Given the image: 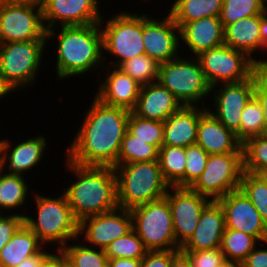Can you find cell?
<instances>
[{"label":"cell","mask_w":267,"mask_h":267,"mask_svg":"<svg viewBox=\"0 0 267 267\" xmlns=\"http://www.w3.org/2000/svg\"><path fill=\"white\" fill-rule=\"evenodd\" d=\"M131 111L102 103L94 97L66 158L82 166L115 167Z\"/></svg>","instance_id":"cell-1"},{"label":"cell","mask_w":267,"mask_h":267,"mask_svg":"<svg viewBox=\"0 0 267 267\" xmlns=\"http://www.w3.org/2000/svg\"><path fill=\"white\" fill-rule=\"evenodd\" d=\"M58 30V28L47 29L46 39L48 43L49 39L53 40L57 36L55 70L60 81L72 76L85 75L90 70L99 71L104 67L102 32L99 23L60 26V31Z\"/></svg>","instance_id":"cell-2"},{"label":"cell","mask_w":267,"mask_h":267,"mask_svg":"<svg viewBox=\"0 0 267 267\" xmlns=\"http://www.w3.org/2000/svg\"><path fill=\"white\" fill-rule=\"evenodd\" d=\"M65 163L77 178L63 192L78 222L119 207L114 167L82 166L68 159Z\"/></svg>","instance_id":"cell-3"},{"label":"cell","mask_w":267,"mask_h":267,"mask_svg":"<svg viewBox=\"0 0 267 267\" xmlns=\"http://www.w3.org/2000/svg\"><path fill=\"white\" fill-rule=\"evenodd\" d=\"M118 205L124 209L165 197L170 185L164 180L158 160L116 165Z\"/></svg>","instance_id":"cell-4"},{"label":"cell","mask_w":267,"mask_h":267,"mask_svg":"<svg viewBox=\"0 0 267 267\" xmlns=\"http://www.w3.org/2000/svg\"><path fill=\"white\" fill-rule=\"evenodd\" d=\"M34 195L38 210L35 213L38 217L33 218L26 213L24 224L38 239L46 246L50 243L56 244L57 249H61L72 240H78L79 222L74 217L65 194L52 198L39 195L35 191Z\"/></svg>","instance_id":"cell-5"},{"label":"cell","mask_w":267,"mask_h":267,"mask_svg":"<svg viewBox=\"0 0 267 267\" xmlns=\"http://www.w3.org/2000/svg\"><path fill=\"white\" fill-rule=\"evenodd\" d=\"M105 19L99 23L102 32L103 58L106 54L117 58L111 60L109 65L118 67L121 63L136 56L145 54L143 44V14L135 12H120L111 16L103 25Z\"/></svg>","instance_id":"cell-6"},{"label":"cell","mask_w":267,"mask_h":267,"mask_svg":"<svg viewBox=\"0 0 267 267\" xmlns=\"http://www.w3.org/2000/svg\"><path fill=\"white\" fill-rule=\"evenodd\" d=\"M157 82L167 88L182 105L198 106L199 101L211 96V87L205 79L199 60L194 56L180 55L159 66ZM203 101V102H202Z\"/></svg>","instance_id":"cell-7"},{"label":"cell","mask_w":267,"mask_h":267,"mask_svg":"<svg viewBox=\"0 0 267 267\" xmlns=\"http://www.w3.org/2000/svg\"><path fill=\"white\" fill-rule=\"evenodd\" d=\"M47 40L0 44V75L15 91L37 82Z\"/></svg>","instance_id":"cell-8"},{"label":"cell","mask_w":267,"mask_h":267,"mask_svg":"<svg viewBox=\"0 0 267 267\" xmlns=\"http://www.w3.org/2000/svg\"><path fill=\"white\" fill-rule=\"evenodd\" d=\"M132 229L149 251L180 250L176 243L172 213L166 197L130 209Z\"/></svg>","instance_id":"cell-9"},{"label":"cell","mask_w":267,"mask_h":267,"mask_svg":"<svg viewBox=\"0 0 267 267\" xmlns=\"http://www.w3.org/2000/svg\"><path fill=\"white\" fill-rule=\"evenodd\" d=\"M40 2H0V44L47 40Z\"/></svg>","instance_id":"cell-10"},{"label":"cell","mask_w":267,"mask_h":267,"mask_svg":"<svg viewBox=\"0 0 267 267\" xmlns=\"http://www.w3.org/2000/svg\"><path fill=\"white\" fill-rule=\"evenodd\" d=\"M196 58L211 88L219 84L246 81L256 69L253 59L246 53L225 44L203 51Z\"/></svg>","instance_id":"cell-11"},{"label":"cell","mask_w":267,"mask_h":267,"mask_svg":"<svg viewBox=\"0 0 267 267\" xmlns=\"http://www.w3.org/2000/svg\"><path fill=\"white\" fill-rule=\"evenodd\" d=\"M243 172V153L212 154L208 157L203 173L190 188L217 201L240 188Z\"/></svg>","instance_id":"cell-12"},{"label":"cell","mask_w":267,"mask_h":267,"mask_svg":"<svg viewBox=\"0 0 267 267\" xmlns=\"http://www.w3.org/2000/svg\"><path fill=\"white\" fill-rule=\"evenodd\" d=\"M165 197L172 213L176 243L182 247L193 235L202 211L212 200L193 191L190 187L176 186H170Z\"/></svg>","instance_id":"cell-13"},{"label":"cell","mask_w":267,"mask_h":267,"mask_svg":"<svg viewBox=\"0 0 267 267\" xmlns=\"http://www.w3.org/2000/svg\"><path fill=\"white\" fill-rule=\"evenodd\" d=\"M132 230V215L129 209L114 210L84 218L79 222L78 238L85 245L105 250L109 244Z\"/></svg>","instance_id":"cell-14"},{"label":"cell","mask_w":267,"mask_h":267,"mask_svg":"<svg viewBox=\"0 0 267 267\" xmlns=\"http://www.w3.org/2000/svg\"><path fill=\"white\" fill-rule=\"evenodd\" d=\"M210 94H214L212 98L215 104L213 111L209 107L207 109L237 135L240 132L241 114L254 96V74L250 79L240 83L216 85L211 88Z\"/></svg>","instance_id":"cell-15"},{"label":"cell","mask_w":267,"mask_h":267,"mask_svg":"<svg viewBox=\"0 0 267 267\" xmlns=\"http://www.w3.org/2000/svg\"><path fill=\"white\" fill-rule=\"evenodd\" d=\"M151 19L143 13V44L145 54L159 64L171 61L180 54V28L168 13L164 19Z\"/></svg>","instance_id":"cell-16"},{"label":"cell","mask_w":267,"mask_h":267,"mask_svg":"<svg viewBox=\"0 0 267 267\" xmlns=\"http://www.w3.org/2000/svg\"><path fill=\"white\" fill-rule=\"evenodd\" d=\"M98 2V0H40L46 30L57 25L83 26L100 23L104 16L100 13Z\"/></svg>","instance_id":"cell-17"},{"label":"cell","mask_w":267,"mask_h":267,"mask_svg":"<svg viewBox=\"0 0 267 267\" xmlns=\"http://www.w3.org/2000/svg\"><path fill=\"white\" fill-rule=\"evenodd\" d=\"M223 208L225 226L256 237L261 243L267 241V224L260 213L239 188L217 200Z\"/></svg>","instance_id":"cell-18"},{"label":"cell","mask_w":267,"mask_h":267,"mask_svg":"<svg viewBox=\"0 0 267 267\" xmlns=\"http://www.w3.org/2000/svg\"><path fill=\"white\" fill-rule=\"evenodd\" d=\"M14 145V147H13ZM47 141L45 135H37L13 144L8 139H3L0 153V168L8 174L25 175L23 172L36 168L45 155ZM8 168V169H7ZM8 170V172H7Z\"/></svg>","instance_id":"cell-19"},{"label":"cell","mask_w":267,"mask_h":267,"mask_svg":"<svg viewBox=\"0 0 267 267\" xmlns=\"http://www.w3.org/2000/svg\"><path fill=\"white\" fill-rule=\"evenodd\" d=\"M106 66L107 70L104 67L101 72L105 69L108 73L106 72L104 81L98 84L99 88L95 97L104 104L132 111L136 106L142 86L119 68L113 67L112 71V66Z\"/></svg>","instance_id":"cell-20"},{"label":"cell","mask_w":267,"mask_h":267,"mask_svg":"<svg viewBox=\"0 0 267 267\" xmlns=\"http://www.w3.org/2000/svg\"><path fill=\"white\" fill-rule=\"evenodd\" d=\"M225 215L218 201H211L202 211L193 235L181 251L219 249L225 231Z\"/></svg>","instance_id":"cell-21"},{"label":"cell","mask_w":267,"mask_h":267,"mask_svg":"<svg viewBox=\"0 0 267 267\" xmlns=\"http://www.w3.org/2000/svg\"><path fill=\"white\" fill-rule=\"evenodd\" d=\"M183 42V43H182ZM180 44L194 55L224 45V27L220 16L204 17L180 28ZM185 44V45H184Z\"/></svg>","instance_id":"cell-22"},{"label":"cell","mask_w":267,"mask_h":267,"mask_svg":"<svg viewBox=\"0 0 267 267\" xmlns=\"http://www.w3.org/2000/svg\"><path fill=\"white\" fill-rule=\"evenodd\" d=\"M196 144L209 155L243 153L236 135L207 109L200 117Z\"/></svg>","instance_id":"cell-23"},{"label":"cell","mask_w":267,"mask_h":267,"mask_svg":"<svg viewBox=\"0 0 267 267\" xmlns=\"http://www.w3.org/2000/svg\"><path fill=\"white\" fill-rule=\"evenodd\" d=\"M182 106L181 102L167 88L154 82L141 87L132 112L144 119L164 122Z\"/></svg>","instance_id":"cell-24"},{"label":"cell","mask_w":267,"mask_h":267,"mask_svg":"<svg viewBox=\"0 0 267 267\" xmlns=\"http://www.w3.org/2000/svg\"><path fill=\"white\" fill-rule=\"evenodd\" d=\"M199 108V105H183L164 121V146L185 148L196 144L199 119L207 110V106Z\"/></svg>","instance_id":"cell-25"},{"label":"cell","mask_w":267,"mask_h":267,"mask_svg":"<svg viewBox=\"0 0 267 267\" xmlns=\"http://www.w3.org/2000/svg\"><path fill=\"white\" fill-rule=\"evenodd\" d=\"M261 15L242 18L224 27V44L246 53L251 59L256 58L261 48Z\"/></svg>","instance_id":"cell-26"},{"label":"cell","mask_w":267,"mask_h":267,"mask_svg":"<svg viewBox=\"0 0 267 267\" xmlns=\"http://www.w3.org/2000/svg\"><path fill=\"white\" fill-rule=\"evenodd\" d=\"M44 245L24 223L0 251V267H16L24 259L38 255Z\"/></svg>","instance_id":"cell-27"},{"label":"cell","mask_w":267,"mask_h":267,"mask_svg":"<svg viewBox=\"0 0 267 267\" xmlns=\"http://www.w3.org/2000/svg\"><path fill=\"white\" fill-rule=\"evenodd\" d=\"M223 0H174L169 14L179 28L204 17L220 16Z\"/></svg>","instance_id":"cell-28"},{"label":"cell","mask_w":267,"mask_h":267,"mask_svg":"<svg viewBox=\"0 0 267 267\" xmlns=\"http://www.w3.org/2000/svg\"><path fill=\"white\" fill-rule=\"evenodd\" d=\"M186 147L164 146L159 148L158 161L164 180L170 186L184 187Z\"/></svg>","instance_id":"cell-29"},{"label":"cell","mask_w":267,"mask_h":267,"mask_svg":"<svg viewBox=\"0 0 267 267\" xmlns=\"http://www.w3.org/2000/svg\"><path fill=\"white\" fill-rule=\"evenodd\" d=\"M28 186L23 175L3 173L0 168V209L14 212L23 207L27 203Z\"/></svg>","instance_id":"cell-30"},{"label":"cell","mask_w":267,"mask_h":267,"mask_svg":"<svg viewBox=\"0 0 267 267\" xmlns=\"http://www.w3.org/2000/svg\"><path fill=\"white\" fill-rule=\"evenodd\" d=\"M260 241L240 230L225 228L220 250L225 259L243 262Z\"/></svg>","instance_id":"cell-31"},{"label":"cell","mask_w":267,"mask_h":267,"mask_svg":"<svg viewBox=\"0 0 267 267\" xmlns=\"http://www.w3.org/2000/svg\"><path fill=\"white\" fill-rule=\"evenodd\" d=\"M159 150L126 131L119 150L117 165L158 160Z\"/></svg>","instance_id":"cell-32"},{"label":"cell","mask_w":267,"mask_h":267,"mask_svg":"<svg viewBox=\"0 0 267 267\" xmlns=\"http://www.w3.org/2000/svg\"><path fill=\"white\" fill-rule=\"evenodd\" d=\"M259 135H265L264 114L259 102L253 96L241 114L240 132L236 138L243 144L248 139Z\"/></svg>","instance_id":"cell-33"},{"label":"cell","mask_w":267,"mask_h":267,"mask_svg":"<svg viewBox=\"0 0 267 267\" xmlns=\"http://www.w3.org/2000/svg\"><path fill=\"white\" fill-rule=\"evenodd\" d=\"M127 131L134 137L154 145L158 150L163 145L164 122L144 119L131 111L127 122Z\"/></svg>","instance_id":"cell-34"},{"label":"cell","mask_w":267,"mask_h":267,"mask_svg":"<svg viewBox=\"0 0 267 267\" xmlns=\"http://www.w3.org/2000/svg\"><path fill=\"white\" fill-rule=\"evenodd\" d=\"M242 148L245 172L261 175L267 171V134L248 139Z\"/></svg>","instance_id":"cell-35"},{"label":"cell","mask_w":267,"mask_h":267,"mask_svg":"<svg viewBox=\"0 0 267 267\" xmlns=\"http://www.w3.org/2000/svg\"><path fill=\"white\" fill-rule=\"evenodd\" d=\"M160 64L146 54L121 63L119 68L141 86L157 82Z\"/></svg>","instance_id":"cell-36"},{"label":"cell","mask_w":267,"mask_h":267,"mask_svg":"<svg viewBox=\"0 0 267 267\" xmlns=\"http://www.w3.org/2000/svg\"><path fill=\"white\" fill-rule=\"evenodd\" d=\"M61 250L74 267H108L105 250L77 242L73 245L67 244Z\"/></svg>","instance_id":"cell-37"},{"label":"cell","mask_w":267,"mask_h":267,"mask_svg":"<svg viewBox=\"0 0 267 267\" xmlns=\"http://www.w3.org/2000/svg\"><path fill=\"white\" fill-rule=\"evenodd\" d=\"M264 11V0H223L220 20L225 27L242 18L261 15Z\"/></svg>","instance_id":"cell-38"},{"label":"cell","mask_w":267,"mask_h":267,"mask_svg":"<svg viewBox=\"0 0 267 267\" xmlns=\"http://www.w3.org/2000/svg\"><path fill=\"white\" fill-rule=\"evenodd\" d=\"M149 250L145 247L143 241L132 229L125 236L119 237L111 242L105 249L108 259L130 258L142 259Z\"/></svg>","instance_id":"cell-39"},{"label":"cell","mask_w":267,"mask_h":267,"mask_svg":"<svg viewBox=\"0 0 267 267\" xmlns=\"http://www.w3.org/2000/svg\"><path fill=\"white\" fill-rule=\"evenodd\" d=\"M240 189L249 198L267 224V182L257 174L243 172Z\"/></svg>","instance_id":"cell-40"},{"label":"cell","mask_w":267,"mask_h":267,"mask_svg":"<svg viewBox=\"0 0 267 267\" xmlns=\"http://www.w3.org/2000/svg\"><path fill=\"white\" fill-rule=\"evenodd\" d=\"M184 187H191L203 173L209 154L198 144L186 147Z\"/></svg>","instance_id":"cell-41"},{"label":"cell","mask_w":267,"mask_h":267,"mask_svg":"<svg viewBox=\"0 0 267 267\" xmlns=\"http://www.w3.org/2000/svg\"><path fill=\"white\" fill-rule=\"evenodd\" d=\"M182 252L189 257L193 267H218L225 259L220 248Z\"/></svg>","instance_id":"cell-42"},{"label":"cell","mask_w":267,"mask_h":267,"mask_svg":"<svg viewBox=\"0 0 267 267\" xmlns=\"http://www.w3.org/2000/svg\"><path fill=\"white\" fill-rule=\"evenodd\" d=\"M254 97L263 109L265 134H267V64L256 67L254 71Z\"/></svg>","instance_id":"cell-43"},{"label":"cell","mask_w":267,"mask_h":267,"mask_svg":"<svg viewBox=\"0 0 267 267\" xmlns=\"http://www.w3.org/2000/svg\"><path fill=\"white\" fill-rule=\"evenodd\" d=\"M17 212L9 215L3 214L0 218V251L10 241L11 237L24 223L25 214ZM21 214V215H20Z\"/></svg>","instance_id":"cell-44"},{"label":"cell","mask_w":267,"mask_h":267,"mask_svg":"<svg viewBox=\"0 0 267 267\" xmlns=\"http://www.w3.org/2000/svg\"><path fill=\"white\" fill-rule=\"evenodd\" d=\"M180 250L148 251L141 259V267H170L172 258Z\"/></svg>","instance_id":"cell-45"},{"label":"cell","mask_w":267,"mask_h":267,"mask_svg":"<svg viewBox=\"0 0 267 267\" xmlns=\"http://www.w3.org/2000/svg\"><path fill=\"white\" fill-rule=\"evenodd\" d=\"M267 244V241L264 242ZM244 267H267V249L254 248L242 262Z\"/></svg>","instance_id":"cell-46"},{"label":"cell","mask_w":267,"mask_h":267,"mask_svg":"<svg viewBox=\"0 0 267 267\" xmlns=\"http://www.w3.org/2000/svg\"><path fill=\"white\" fill-rule=\"evenodd\" d=\"M260 35H261V51L265 50L267 52V10L261 14V25H260ZM254 65L260 67L263 64H267V59H254Z\"/></svg>","instance_id":"cell-47"},{"label":"cell","mask_w":267,"mask_h":267,"mask_svg":"<svg viewBox=\"0 0 267 267\" xmlns=\"http://www.w3.org/2000/svg\"><path fill=\"white\" fill-rule=\"evenodd\" d=\"M42 267H63V251L55 250V253H48L43 260Z\"/></svg>","instance_id":"cell-48"},{"label":"cell","mask_w":267,"mask_h":267,"mask_svg":"<svg viewBox=\"0 0 267 267\" xmlns=\"http://www.w3.org/2000/svg\"><path fill=\"white\" fill-rule=\"evenodd\" d=\"M108 267H141V259H130V258L108 259Z\"/></svg>","instance_id":"cell-49"},{"label":"cell","mask_w":267,"mask_h":267,"mask_svg":"<svg viewBox=\"0 0 267 267\" xmlns=\"http://www.w3.org/2000/svg\"><path fill=\"white\" fill-rule=\"evenodd\" d=\"M45 251H46V249H43L38 255H35L31 258L24 259L16 267H42L44 257L49 253V252H45Z\"/></svg>","instance_id":"cell-50"},{"label":"cell","mask_w":267,"mask_h":267,"mask_svg":"<svg viewBox=\"0 0 267 267\" xmlns=\"http://www.w3.org/2000/svg\"><path fill=\"white\" fill-rule=\"evenodd\" d=\"M170 267H193L189 257L181 250L172 258Z\"/></svg>","instance_id":"cell-51"},{"label":"cell","mask_w":267,"mask_h":267,"mask_svg":"<svg viewBox=\"0 0 267 267\" xmlns=\"http://www.w3.org/2000/svg\"><path fill=\"white\" fill-rule=\"evenodd\" d=\"M12 91H14L3 79V77L0 75V100L3 97H6L7 94H10Z\"/></svg>","instance_id":"cell-52"},{"label":"cell","mask_w":267,"mask_h":267,"mask_svg":"<svg viewBox=\"0 0 267 267\" xmlns=\"http://www.w3.org/2000/svg\"><path fill=\"white\" fill-rule=\"evenodd\" d=\"M218 267H244L242 262L224 259Z\"/></svg>","instance_id":"cell-53"},{"label":"cell","mask_w":267,"mask_h":267,"mask_svg":"<svg viewBox=\"0 0 267 267\" xmlns=\"http://www.w3.org/2000/svg\"><path fill=\"white\" fill-rule=\"evenodd\" d=\"M63 267H74L63 253Z\"/></svg>","instance_id":"cell-54"},{"label":"cell","mask_w":267,"mask_h":267,"mask_svg":"<svg viewBox=\"0 0 267 267\" xmlns=\"http://www.w3.org/2000/svg\"><path fill=\"white\" fill-rule=\"evenodd\" d=\"M5 1H33V2H40V0H0V2H5Z\"/></svg>","instance_id":"cell-55"},{"label":"cell","mask_w":267,"mask_h":267,"mask_svg":"<svg viewBox=\"0 0 267 267\" xmlns=\"http://www.w3.org/2000/svg\"><path fill=\"white\" fill-rule=\"evenodd\" d=\"M261 176L266 180V182H267V171L266 172H264L263 174H261Z\"/></svg>","instance_id":"cell-56"},{"label":"cell","mask_w":267,"mask_h":267,"mask_svg":"<svg viewBox=\"0 0 267 267\" xmlns=\"http://www.w3.org/2000/svg\"><path fill=\"white\" fill-rule=\"evenodd\" d=\"M2 145H3V139H0V153H1Z\"/></svg>","instance_id":"cell-57"},{"label":"cell","mask_w":267,"mask_h":267,"mask_svg":"<svg viewBox=\"0 0 267 267\" xmlns=\"http://www.w3.org/2000/svg\"><path fill=\"white\" fill-rule=\"evenodd\" d=\"M2 211L3 210L0 209V218L3 216L2 214L5 213V211H3V212Z\"/></svg>","instance_id":"cell-58"},{"label":"cell","mask_w":267,"mask_h":267,"mask_svg":"<svg viewBox=\"0 0 267 267\" xmlns=\"http://www.w3.org/2000/svg\"><path fill=\"white\" fill-rule=\"evenodd\" d=\"M265 10H267V0L265 1Z\"/></svg>","instance_id":"cell-59"}]
</instances>
